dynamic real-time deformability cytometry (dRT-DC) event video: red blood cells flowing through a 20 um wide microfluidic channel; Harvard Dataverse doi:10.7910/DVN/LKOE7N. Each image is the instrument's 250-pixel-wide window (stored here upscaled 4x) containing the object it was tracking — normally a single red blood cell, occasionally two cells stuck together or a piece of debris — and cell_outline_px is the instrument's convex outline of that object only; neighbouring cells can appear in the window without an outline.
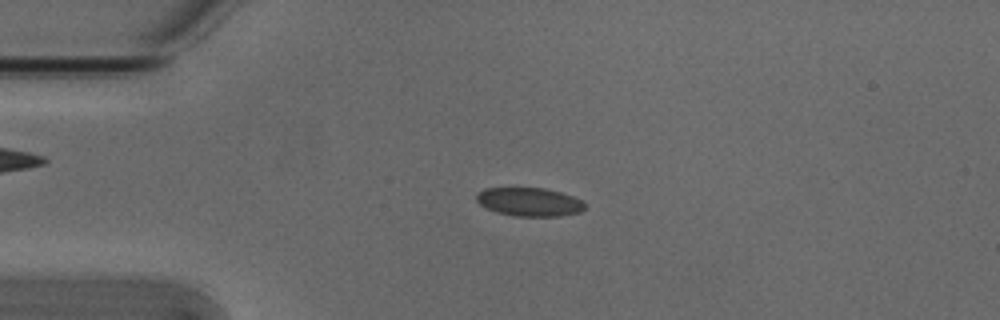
{"species": "Egyptian fruit bat (a non-hibernating species)", "species_latin": "Rousettus aegyptiacus", "temperature_condition": "cold", "stored_images_in_passage": 53, "camera_frame_rate_fps": 3000, "um_per_image_px": 0.085, "animal": {"sex": "male"}, "frame": {"image": 1, "passage_image": 12, "time_ms": 3.667, "image_size_px": [1000, 320], "cell_outline_px": [[584, 208], [580, 212], [560, 216], [512, 216], [496, 212], [480, 204], [476, 200], [476, 192], [484, 188], [544, 188], [560, 192], [572, 196], [580, 200], [584, 204]], "centroid_in_image_um": [44.95, 17.16], "position_along_channel_um": 40.0, "area_um2": 17.98}}
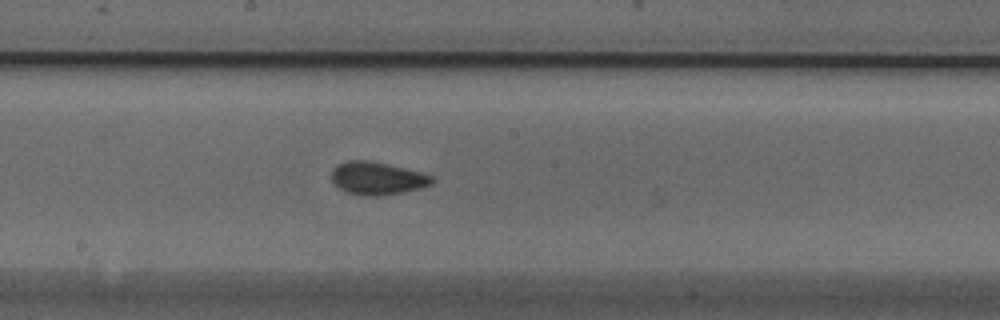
{"frame": {"image": 2, "passage_image": 28, "time_ms": 9.0, "image_size_px": [1000, 320], "cell_outline_px": [[436, 180], [432, 184], [420, 188], [400, 192], [376, 196], [360, 196], [344, 192], [332, 180], [332, 168], [336, 164], [348, 160], [368, 160], [404, 168], [420, 172], [432, 176]], "centroid_in_image_um": [32.03, 15.15], "position_along_channel_um": 216.2, "area_um2": 19.19}}
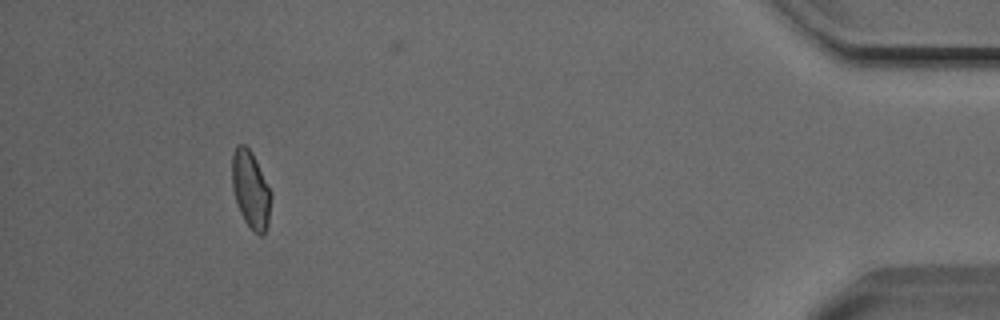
{"frame": {"image": 3, "passage_image": 49, "time_ms": 16.0, "image_size_px": [1000, 320], "cell_outline_px": [[272, 192], [268, 224], [264, 236], [260, 236], [252, 232], [244, 220], [240, 212], [232, 188], [232, 152], [236, 144], [244, 144], [252, 152]], "centroid_in_image_um": [21.31, 16.13], "position_along_channel_um": 413.9, "area_um2": 17.86}, "authors_computed_cell_mechanics": {"area_um2": 18.0914, "velocity_mm_per_s": 3.8042, "shape_relaxation_time_tau1_ms": 6.7104, "shape_relaxation_time_tau2_ms": 1.4359, "deformation_change_tau1": 0.1216, "deformation_change_tau2": 0.0446}}